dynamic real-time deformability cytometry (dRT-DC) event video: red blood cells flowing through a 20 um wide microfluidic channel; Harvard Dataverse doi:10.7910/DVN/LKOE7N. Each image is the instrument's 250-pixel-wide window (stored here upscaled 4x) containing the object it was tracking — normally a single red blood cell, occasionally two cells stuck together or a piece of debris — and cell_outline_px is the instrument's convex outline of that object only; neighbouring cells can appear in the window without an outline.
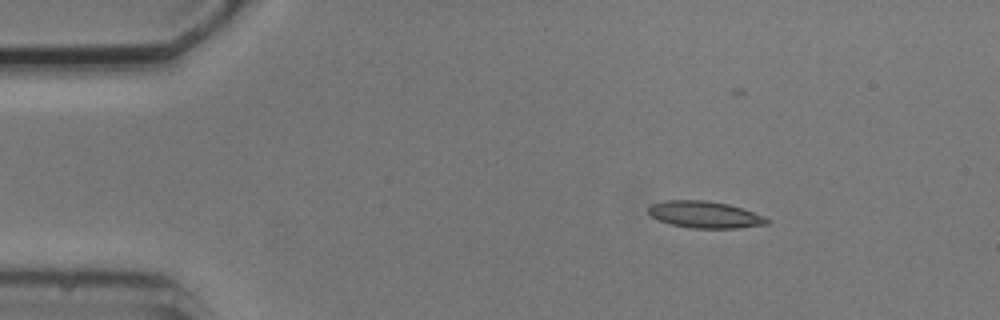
{"species": "common noctule bat (a hibernating species)", "species_latin": "Nyctalus noctula", "temperature_condition": "cold", "stored_images_in_passage": 4, "camera_frame_rate_fps": 3000, "um_per_image_px": 0.085, "animal": {"sex": "male", "body_mass_g": 20.5, "forearm_length_mm": 52.5}, "frame": {"image": 1, "passage_image": 2, "time_ms": 2.0, "image_size_px": [1000, 320], "cell_outline_px": [[768, 224], [736, 228], [688, 228], [672, 224], [660, 220], [652, 216], [648, 212], [648, 208], [652, 204], [664, 200], [704, 200], [728, 204], [764, 216], [768, 220]], "centroid_in_image_um": [59.89, 18.24], "position_along_channel_um": 25.1, "area_um2": 18.26}}